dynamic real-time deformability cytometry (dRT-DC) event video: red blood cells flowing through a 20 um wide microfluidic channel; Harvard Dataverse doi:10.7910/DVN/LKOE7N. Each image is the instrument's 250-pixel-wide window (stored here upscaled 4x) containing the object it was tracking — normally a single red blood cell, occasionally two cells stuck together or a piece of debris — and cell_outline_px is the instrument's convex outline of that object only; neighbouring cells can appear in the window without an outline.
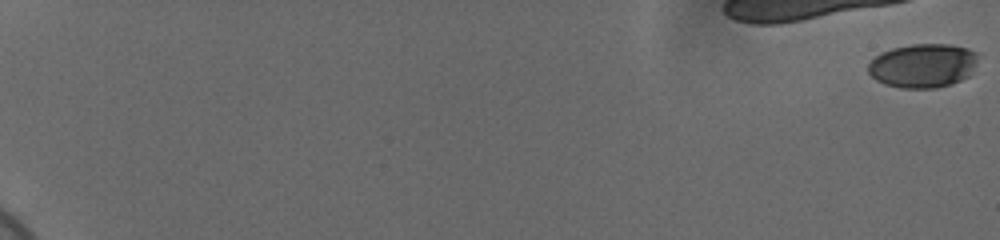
{"species": "human", "species_latin": "Homo sapiens", "temperature_condition": "cold", "stored_images_in_passage": 33, "camera_frame_rate_fps": 3000, "um_per_image_px": 0.085, "donor": {"sex": "female"}, "frame": {"image": 1, "passage_image": 1, "time_ms": 0.0, "image_size_px": [1000, 240], "cell_outline_px": [[976, 64], [968, 76], [952, 84], [936, 88], [900, 88], [884, 84], [876, 80], [868, 72], [868, 64], [876, 56], [892, 48], [912, 44], [948, 44], [968, 48], [976, 52]], "centroid_in_image_um": [78.44, 5.58], "position_along_channel_um": 6.6, "area_um2": 28.09}}
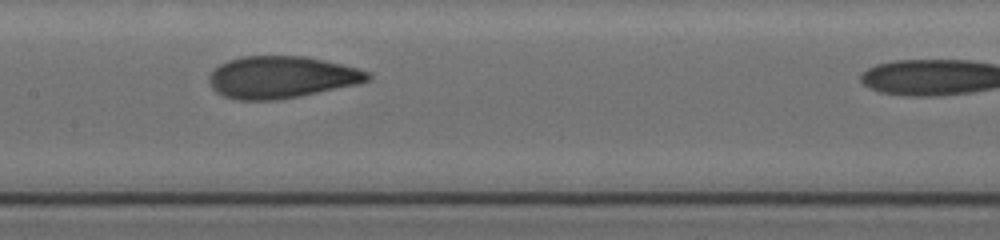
{"frame": {"image": 2, "passage_image": 29, "time_ms": 9.333, "image_size_px": [1000, 240], "cell_outline_px": [[372, 76], [368, 80], [356, 84], [300, 96], [276, 100], [236, 100], [224, 96], [216, 92], [212, 88], [212, 72], [220, 64], [228, 60], [240, 56], [304, 56], [324, 60], [356, 68], [368, 72]], "centroid_in_image_um": [23.92, 6.56], "position_along_channel_um": 183.5, "area_um2": 38.38}}
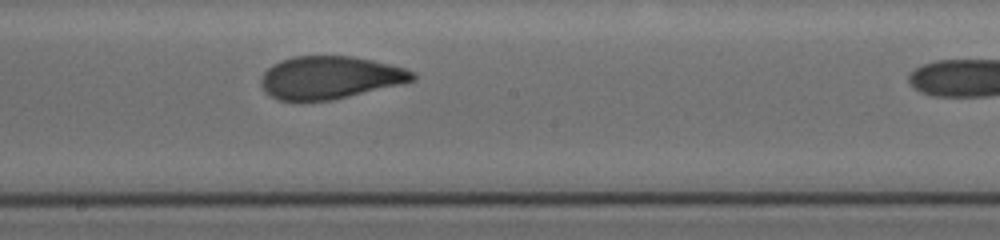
{"frame": {"image": 3, "passage_image": 32, "time_ms": 10.333, "image_size_px": [1000, 240], "cell_outline_px": [[416, 80], [400, 84], [332, 100], [276, 100], [264, 92], [260, 84], [260, 80], [264, 72], [272, 64], [280, 60], [292, 56], [352, 56], [372, 60], [404, 68], [416, 72]], "centroid_in_image_um": [28.01, 6.59], "position_along_channel_um": 220.2, "area_um2": 37.74}}